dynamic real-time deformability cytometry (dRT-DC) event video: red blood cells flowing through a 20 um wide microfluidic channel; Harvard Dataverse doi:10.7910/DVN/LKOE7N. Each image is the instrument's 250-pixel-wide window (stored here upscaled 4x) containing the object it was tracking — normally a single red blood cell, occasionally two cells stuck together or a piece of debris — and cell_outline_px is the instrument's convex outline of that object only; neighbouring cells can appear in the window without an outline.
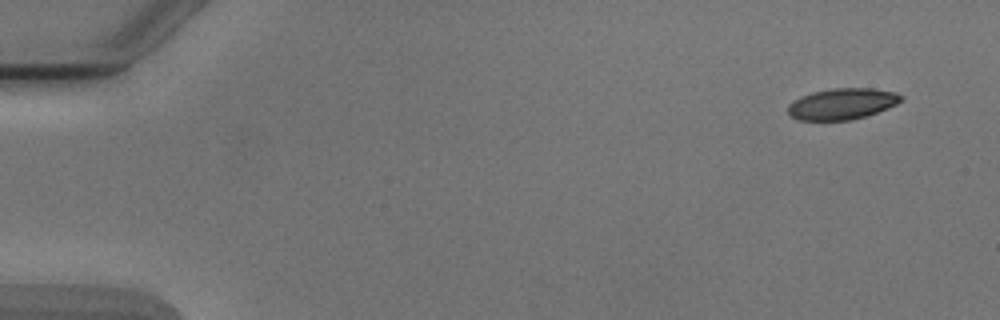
{"species": "Egyptian fruit bat (a non-hibernating species)", "species_latin": "Rousettus aegyptiacus", "temperature_condition": "cold", "stored_images_in_passage": 7, "camera_frame_rate_fps": 3000, "um_per_image_px": 0.085, "animal": {"sex": "male"}, "frame": {"image": 1, "passage_image": 1, "time_ms": 0.0, "image_size_px": [1000, 320], "cell_outline_px": [[904, 96], [896, 104], [888, 108], [864, 116], [848, 120], [800, 120], [792, 116], [788, 112], [788, 104], [800, 96], [812, 92], [832, 88], [872, 88], [896, 92]], "centroid_in_image_um": [71.57, 8.81], "position_along_channel_um": 13.4, "area_um2": 20.4}}
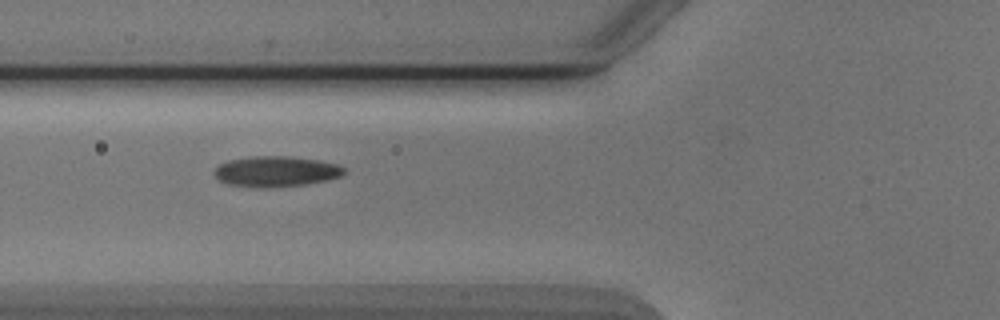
{"frame": {"image": 2, "passage_image": 6, "time_ms": 5.667, "image_size_px": [1000, 320], "cell_outline_px": [[344, 172], [340, 176], [324, 180], [304, 184], [268, 188], [260, 188], [228, 184], [220, 180], [212, 172], [220, 164], [228, 160], [252, 156], [288, 156], [316, 160], [336, 164], [344, 168]], "centroid_in_image_um": [23.4, 14.57], "position_along_channel_um": 102.4, "area_um2": 22.83}}
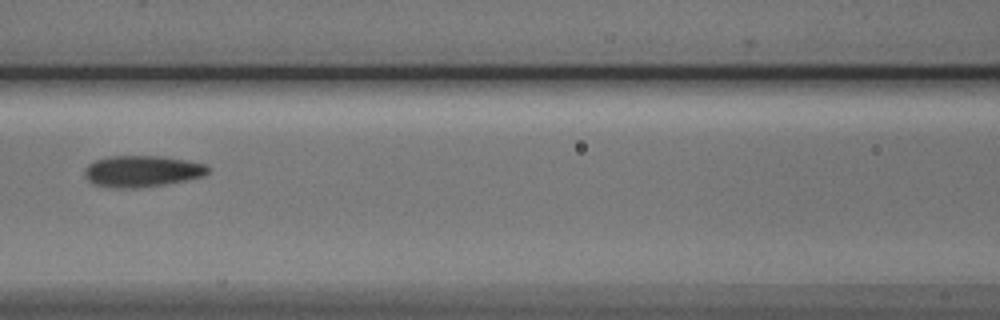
{"frame": {"image": 3, "passage_image": 7, "time_ms": 7.0, "image_size_px": [1000, 320], "cell_outline_px": [[208, 172], [204, 176], [188, 180], [140, 188], [120, 188], [92, 184], [84, 176], [84, 168], [88, 164], [96, 160], [108, 156], [160, 156], [208, 164]], "centroid_in_image_um": [12.06, 14.55], "position_along_channel_um": 154.5, "area_um2": 22.66}}